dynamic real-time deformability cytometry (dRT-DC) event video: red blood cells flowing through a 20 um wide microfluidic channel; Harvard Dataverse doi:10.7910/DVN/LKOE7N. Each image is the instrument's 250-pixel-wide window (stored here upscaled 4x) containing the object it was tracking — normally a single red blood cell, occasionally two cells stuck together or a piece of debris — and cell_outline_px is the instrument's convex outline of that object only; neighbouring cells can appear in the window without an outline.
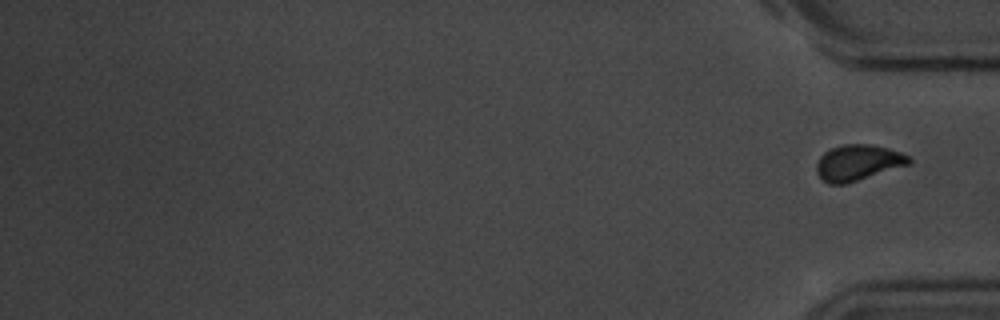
{"species": "common noctule bat (a hibernating species)", "species_latin": "Nyctalus noctula", "temperature_condition": "room temperature", "stored_images_in_passage": 47, "camera_frame_rate_fps": 3000, "um_per_image_px": 0.085, "animal": {"sex": "male", "body_mass_g": 20.1, "forearm_length_mm": 53.5}, "frame": {"image": 1, "passage_image": 47, "time_ms": 15.333, "image_size_px": [1000, 320], "cell_outline_px": [[912, 164], [844, 184], [828, 184], [816, 172], [816, 164], [820, 156], [824, 152], [832, 148], [844, 144], [868, 144], [888, 148], [912, 156]], "centroid_in_image_um": [72.96, 13.82], "position_along_channel_um": 362.2, "area_um2": 19.36}}